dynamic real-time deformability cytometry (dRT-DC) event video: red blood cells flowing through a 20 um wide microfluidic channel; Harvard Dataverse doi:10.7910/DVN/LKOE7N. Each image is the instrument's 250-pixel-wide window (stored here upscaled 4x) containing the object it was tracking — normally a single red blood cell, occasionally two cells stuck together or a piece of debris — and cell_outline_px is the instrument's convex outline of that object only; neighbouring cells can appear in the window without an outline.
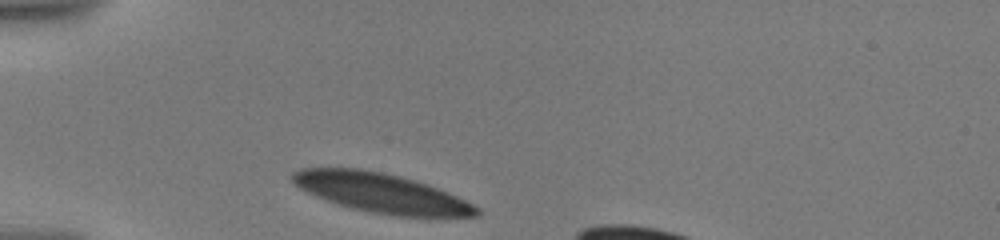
{"species": "human", "species_latin": "Homo sapiens", "temperature_condition": "warm", "stored_images_in_passage": 7, "camera_frame_rate_fps": 3000, "um_per_image_px": 0.085, "donor": {"sex": "male"}, "frame": {"image": 1, "passage_image": 1, "time_ms": 0.0, "image_size_px": [1000, 240], "cell_outline_px": [[480, 216], [392, 216], [368, 212], [352, 208], [316, 196], [300, 188], [292, 180], [292, 172], [300, 168], [356, 168], [380, 172], [400, 176], [416, 180], [428, 184], [456, 196], [480, 208]], "centroid_in_image_um": [32.41, 16.4], "position_along_channel_um": 52.6, "area_um2": 41.85}}
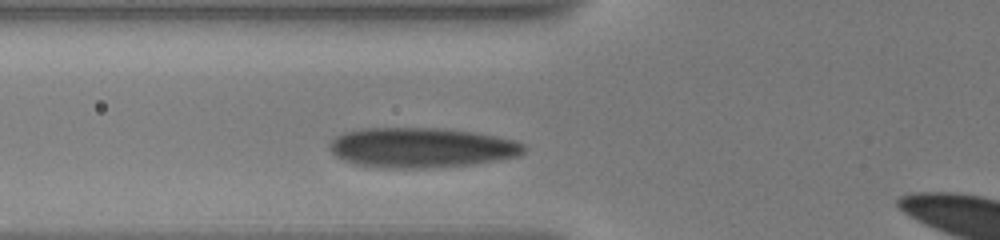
{"frame": {"image": 2, "passage_image": 4, "time_ms": 1.667, "image_size_px": [1000, 240], "cell_outline_px": [[528, 148], [520, 156], [472, 164], [424, 168], [380, 168], [356, 164], [344, 160], [336, 156], [328, 148], [328, 144], [336, 136], [344, 132], [364, 128], [436, 128], [472, 132], [496, 136], [516, 140], [524, 144]], "centroid_in_image_um": [35.82, 12.55], "position_along_channel_um": 90.0, "area_um2": 45.37}}
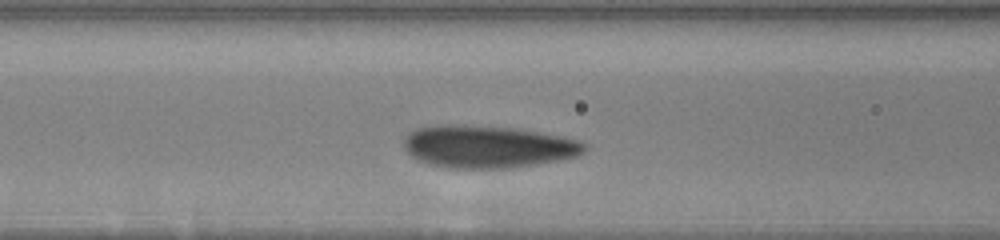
{"frame": {"image": 3, "passage_image": 6, "time_ms": 2.667, "image_size_px": [1000, 240], "cell_outline_px": [[588, 148], [580, 156], [536, 164], [508, 168], [448, 168], [428, 164], [416, 160], [404, 148], [404, 136], [408, 132], [416, 128], [436, 124], [464, 124], [512, 128], [540, 132], [564, 136], [580, 140]], "centroid_in_image_um": [41.44, 12.45], "position_along_channel_um": 125.2, "area_um2": 45.26}}